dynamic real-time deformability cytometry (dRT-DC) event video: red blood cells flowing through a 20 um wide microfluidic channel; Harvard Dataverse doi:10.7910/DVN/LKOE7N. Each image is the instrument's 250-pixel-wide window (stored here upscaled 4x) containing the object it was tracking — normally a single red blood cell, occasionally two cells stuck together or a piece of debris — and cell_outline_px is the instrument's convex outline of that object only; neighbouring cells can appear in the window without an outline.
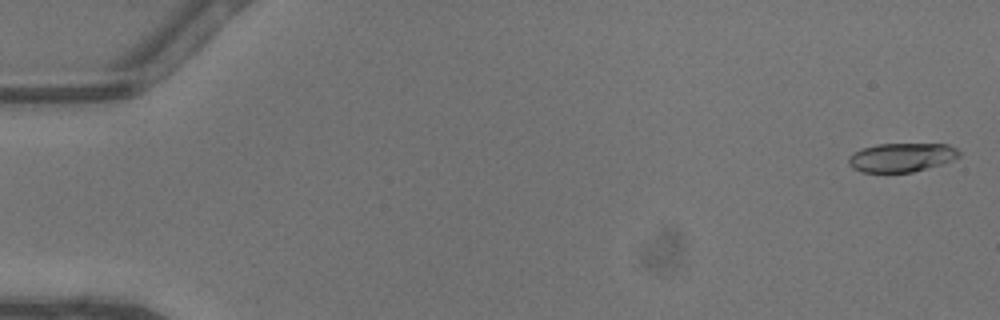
{"species": "common noctule bat (a hibernating species)", "species_latin": "Nyctalus noctula", "temperature_condition": "warm", "stored_images_in_passage": 46, "camera_frame_rate_fps": 3000, "um_per_image_px": 0.085, "animal": {"sex": "male", "body_mass_g": 13.3}, "frame": {"image": 1, "passage_image": 1, "time_ms": 0.0, "image_size_px": [1000, 320], "cell_outline_px": [[960, 156], [952, 160], [940, 164], [912, 172], [860, 172], [852, 168], [848, 164], [848, 156], [852, 152], [860, 148], [876, 144], [948, 144], [956, 148], [960, 152]], "centroid_in_image_um": [76.57, 13.37], "position_along_channel_um": 8.4, "area_um2": 18.73}}
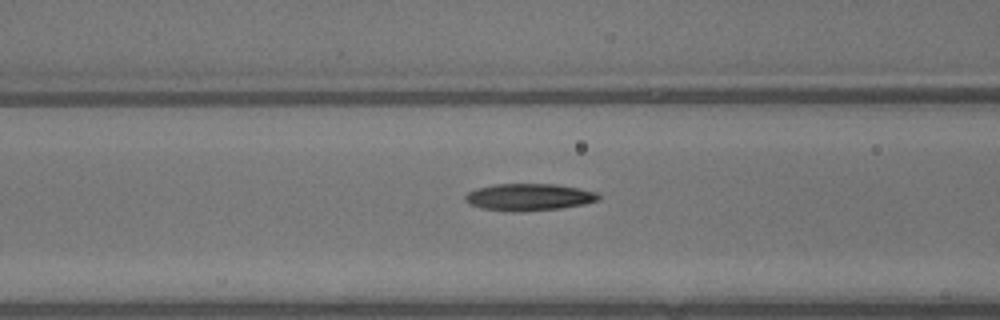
{"frame": {"image": 2, "passage_image": 19, "time_ms": 6.0, "image_size_px": [1000, 320], "cell_outline_px": [[600, 200], [584, 204], [560, 208], [520, 212], [512, 212], [480, 208], [468, 204], [464, 200], [464, 196], [468, 192], [476, 188], [496, 184], [556, 184], [580, 188], [596, 192], [600, 196]], "centroid_in_image_um": [44.94, 16.76], "position_along_channel_um": 121.7, "area_um2": 21.21}}
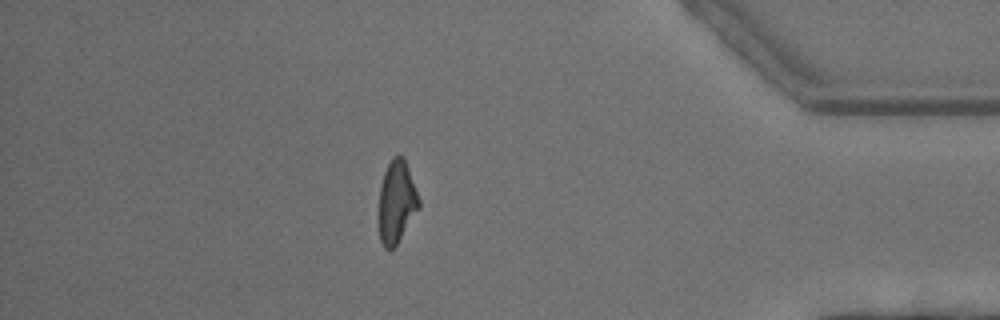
{"frame": {"image": 3, "passage_image": 40, "time_ms": 13.0, "image_size_px": [1000, 320], "cell_outline_px": [[420, 208], [396, 244], [388, 252], [384, 248], [380, 240], [380, 184], [384, 172], [392, 156], [404, 156], [420, 200]], "centroid_in_image_um": [33.73, 17.14], "position_along_channel_um": 401.5, "area_um2": 19.07}, "authors_computed_cell_mechanics": {"area_um2": 20.0566, "velocity_mm_per_s": 4.5511, "shape_relaxation_time_tau1_ms": 5.4836, "shape_relaxation_time_tau2_ms": 5.5011, "deformation_change_tau1": 0.2302, "deformation_change_tau2": 0.1491}}